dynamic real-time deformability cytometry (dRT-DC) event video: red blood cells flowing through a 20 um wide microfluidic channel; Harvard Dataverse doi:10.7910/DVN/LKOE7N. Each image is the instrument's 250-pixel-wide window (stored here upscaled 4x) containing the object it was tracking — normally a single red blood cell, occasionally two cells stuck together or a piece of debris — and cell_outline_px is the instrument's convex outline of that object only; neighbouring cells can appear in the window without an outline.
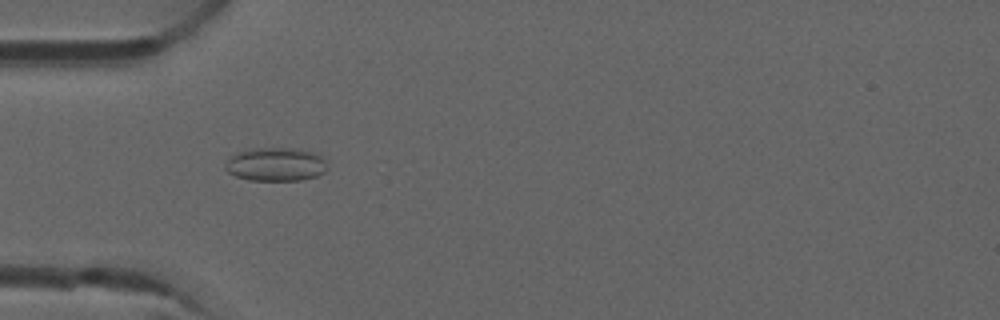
{"species": "common noctule bat (a hibernating species)", "species_latin": "Nyctalus noctula", "temperature_condition": "room temperature", "stored_images_in_passage": 7, "camera_frame_rate_fps": 3000, "um_per_image_px": 0.085, "animal": {"sex": "male", "forearm_length_mm": 52.5}, "frame": {"image": 1, "passage_image": 4, "time_ms": 1.0, "image_size_px": [1000, 320], "cell_outline_px": [[328, 168], [324, 172], [316, 176], [300, 180], [248, 180], [236, 176], [228, 172], [224, 168], [224, 164], [236, 152], [252, 148], [292, 148], [316, 152], [324, 160]], "centroid_in_image_um": [23.43, 13.96], "position_along_channel_um": 61.6, "area_um2": 20.0}}
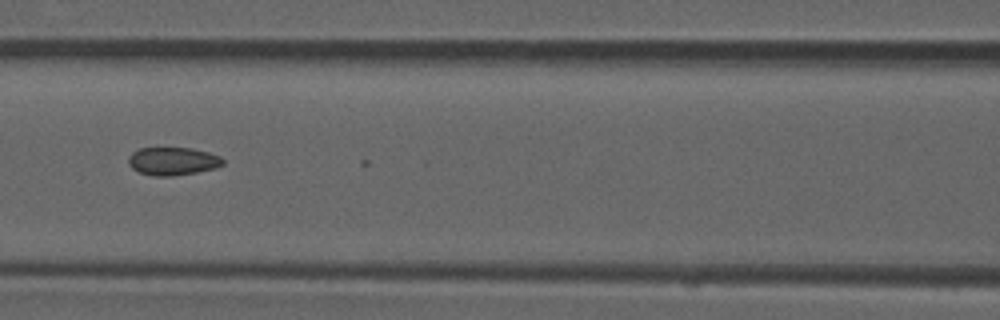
{"frame": {"image": 2, "passage_image": 6, "time_ms": 1.667, "image_size_px": [1000, 320], "cell_outline_px": [[224, 164], [216, 168], [196, 172], [172, 176], [152, 176], [140, 172], [132, 168], [128, 164], [128, 156], [132, 152], [140, 148], [192, 148], [208, 152], [220, 156], [224, 160]], "centroid_in_image_um": [14.68, 13.7], "position_along_channel_um": 151.9, "area_um2": 15.49}}